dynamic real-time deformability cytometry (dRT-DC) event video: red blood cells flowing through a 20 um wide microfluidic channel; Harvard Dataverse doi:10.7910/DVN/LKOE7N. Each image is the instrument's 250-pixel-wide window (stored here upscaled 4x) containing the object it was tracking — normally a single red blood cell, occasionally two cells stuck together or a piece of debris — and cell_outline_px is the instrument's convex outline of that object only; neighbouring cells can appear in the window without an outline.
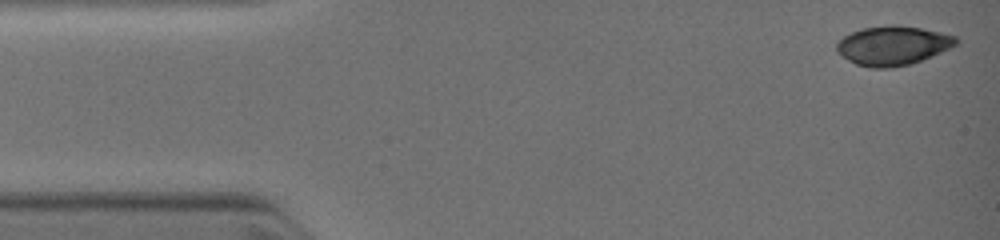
{"species": "common noctule bat (a hibernating species)", "species_latin": "Nyctalus noctula", "temperature_condition": "warm", "stored_images_in_passage": 6, "camera_frame_rate_fps": 3000, "um_per_image_px": 0.085, "animal": {"sex": "female", "body_mass_g": 19.0, "forearm_length_mm": 51.5}, "frame": {"image": 1, "passage_image": 1, "time_ms": 0.0, "image_size_px": [1000, 240], "cell_outline_px": [[960, 40], [956, 44], [940, 52], [920, 60], [908, 64], [892, 68], [872, 68], [856, 64], [848, 60], [836, 52], [836, 44], [844, 36], [860, 28], [888, 24], [896, 24], [920, 28], [940, 32], [956, 36]], "centroid_in_image_um": [75.85, 3.86], "position_along_channel_um": 9.1, "area_um2": 27.22}}
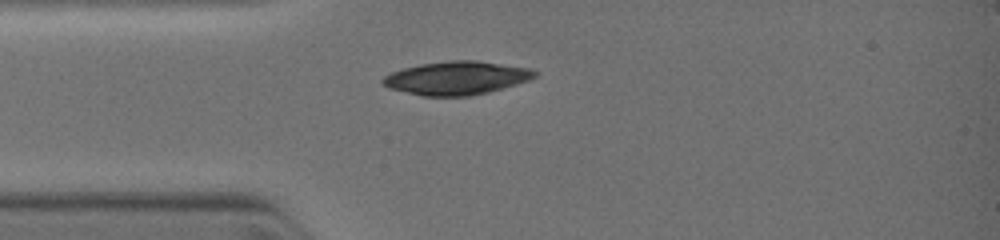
{"frame": {"image": 2, "passage_image": 5, "time_ms": 2.667, "image_size_px": [1000, 240], "cell_outline_px": [[536, 76], [528, 80], [516, 84], [488, 92], [468, 96], [424, 96], [388, 88], [380, 84], [380, 80], [384, 76], [392, 72], [404, 68], [420, 64], [448, 60], [476, 60], [532, 68], [536, 72]], "centroid_in_image_um": [38.78, 6.62], "position_along_channel_um": 46.2, "area_um2": 29.59}}